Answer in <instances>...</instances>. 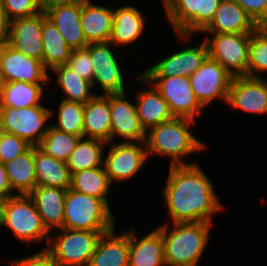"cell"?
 I'll return each mask as SVG.
<instances>
[{"label": "cell", "mask_w": 267, "mask_h": 266, "mask_svg": "<svg viewBox=\"0 0 267 266\" xmlns=\"http://www.w3.org/2000/svg\"><path fill=\"white\" fill-rule=\"evenodd\" d=\"M10 263L13 266H59L45 248L40 252H36L20 260H13Z\"/></svg>", "instance_id": "b9f144b4"}, {"label": "cell", "mask_w": 267, "mask_h": 266, "mask_svg": "<svg viewBox=\"0 0 267 266\" xmlns=\"http://www.w3.org/2000/svg\"><path fill=\"white\" fill-rule=\"evenodd\" d=\"M2 114H1V107H0V133L2 132Z\"/></svg>", "instance_id": "c3c4849f"}, {"label": "cell", "mask_w": 267, "mask_h": 266, "mask_svg": "<svg viewBox=\"0 0 267 266\" xmlns=\"http://www.w3.org/2000/svg\"><path fill=\"white\" fill-rule=\"evenodd\" d=\"M57 75L56 82L65 94L64 100L86 104L96 94L91 93L92 83L83 79L66 64L52 69Z\"/></svg>", "instance_id": "836d02e7"}, {"label": "cell", "mask_w": 267, "mask_h": 266, "mask_svg": "<svg viewBox=\"0 0 267 266\" xmlns=\"http://www.w3.org/2000/svg\"><path fill=\"white\" fill-rule=\"evenodd\" d=\"M161 194L172 223H211V217L224 208L215 195L212 182L197 163L170 166Z\"/></svg>", "instance_id": "6da1fadb"}, {"label": "cell", "mask_w": 267, "mask_h": 266, "mask_svg": "<svg viewBox=\"0 0 267 266\" xmlns=\"http://www.w3.org/2000/svg\"><path fill=\"white\" fill-rule=\"evenodd\" d=\"M141 82L147 83V89L141 88L136 95V111L138 119L144 130L147 132L150 128L158 126L163 122L174 118L170 111L167 101L161 94L148 82L141 74L138 76ZM150 86H152L150 88Z\"/></svg>", "instance_id": "ffe728a7"}, {"label": "cell", "mask_w": 267, "mask_h": 266, "mask_svg": "<svg viewBox=\"0 0 267 266\" xmlns=\"http://www.w3.org/2000/svg\"><path fill=\"white\" fill-rule=\"evenodd\" d=\"M108 143L99 139L81 137L69 155L66 164L71 175L82 170L103 167V148Z\"/></svg>", "instance_id": "1f68e13d"}, {"label": "cell", "mask_w": 267, "mask_h": 266, "mask_svg": "<svg viewBox=\"0 0 267 266\" xmlns=\"http://www.w3.org/2000/svg\"><path fill=\"white\" fill-rule=\"evenodd\" d=\"M232 79L233 76L209 56L189 76L191 89L204 108L217 98L227 102Z\"/></svg>", "instance_id": "30bf717a"}, {"label": "cell", "mask_w": 267, "mask_h": 266, "mask_svg": "<svg viewBox=\"0 0 267 266\" xmlns=\"http://www.w3.org/2000/svg\"><path fill=\"white\" fill-rule=\"evenodd\" d=\"M194 120L174 117L152 127L146 133L147 155L161 154L171 158L170 166L191 165L194 162L182 160L186 156L205 149V143L197 139L189 127Z\"/></svg>", "instance_id": "7a4b0ae2"}, {"label": "cell", "mask_w": 267, "mask_h": 266, "mask_svg": "<svg viewBox=\"0 0 267 266\" xmlns=\"http://www.w3.org/2000/svg\"><path fill=\"white\" fill-rule=\"evenodd\" d=\"M86 0H39V3L42 7V9L46 8L47 6H51L54 4L59 3H78V2H84Z\"/></svg>", "instance_id": "7dc6e473"}, {"label": "cell", "mask_w": 267, "mask_h": 266, "mask_svg": "<svg viewBox=\"0 0 267 266\" xmlns=\"http://www.w3.org/2000/svg\"><path fill=\"white\" fill-rule=\"evenodd\" d=\"M60 230L62 233L49 237L48 246L45 247L59 266H88L100 237L107 233L65 228Z\"/></svg>", "instance_id": "8992f818"}, {"label": "cell", "mask_w": 267, "mask_h": 266, "mask_svg": "<svg viewBox=\"0 0 267 266\" xmlns=\"http://www.w3.org/2000/svg\"><path fill=\"white\" fill-rule=\"evenodd\" d=\"M227 103L234 109L267 115V80L262 77H233Z\"/></svg>", "instance_id": "9a60e30c"}, {"label": "cell", "mask_w": 267, "mask_h": 266, "mask_svg": "<svg viewBox=\"0 0 267 266\" xmlns=\"http://www.w3.org/2000/svg\"><path fill=\"white\" fill-rule=\"evenodd\" d=\"M84 106L80 102L62 99L57 112L58 123L52 125L57 130L83 137Z\"/></svg>", "instance_id": "d590c367"}, {"label": "cell", "mask_w": 267, "mask_h": 266, "mask_svg": "<svg viewBox=\"0 0 267 266\" xmlns=\"http://www.w3.org/2000/svg\"><path fill=\"white\" fill-rule=\"evenodd\" d=\"M47 19L44 10L30 17L10 21L8 44L16 51L42 62V27Z\"/></svg>", "instance_id": "e0dca14e"}, {"label": "cell", "mask_w": 267, "mask_h": 266, "mask_svg": "<svg viewBox=\"0 0 267 266\" xmlns=\"http://www.w3.org/2000/svg\"><path fill=\"white\" fill-rule=\"evenodd\" d=\"M109 94L95 95L84 106L83 137L110 142Z\"/></svg>", "instance_id": "d4e9b609"}, {"label": "cell", "mask_w": 267, "mask_h": 266, "mask_svg": "<svg viewBox=\"0 0 267 266\" xmlns=\"http://www.w3.org/2000/svg\"><path fill=\"white\" fill-rule=\"evenodd\" d=\"M255 22L264 11L267 0H235Z\"/></svg>", "instance_id": "7bdbcfd3"}, {"label": "cell", "mask_w": 267, "mask_h": 266, "mask_svg": "<svg viewBox=\"0 0 267 266\" xmlns=\"http://www.w3.org/2000/svg\"><path fill=\"white\" fill-rule=\"evenodd\" d=\"M0 225L11 229L25 243H38L44 238L49 241L51 234L28 195L18 194L0 202Z\"/></svg>", "instance_id": "5b68a950"}, {"label": "cell", "mask_w": 267, "mask_h": 266, "mask_svg": "<svg viewBox=\"0 0 267 266\" xmlns=\"http://www.w3.org/2000/svg\"><path fill=\"white\" fill-rule=\"evenodd\" d=\"M66 192L67 189L60 187L35 186L28 194L49 232L63 228Z\"/></svg>", "instance_id": "d6986e66"}, {"label": "cell", "mask_w": 267, "mask_h": 266, "mask_svg": "<svg viewBox=\"0 0 267 266\" xmlns=\"http://www.w3.org/2000/svg\"><path fill=\"white\" fill-rule=\"evenodd\" d=\"M80 138L81 136L65 133L49 125L38 147L55 159L66 162Z\"/></svg>", "instance_id": "e575fe53"}, {"label": "cell", "mask_w": 267, "mask_h": 266, "mask_svg": "<svg viewBox=\"0 0 267 266\" xmlns=\"http://www.w3.org/2000/svg\"><path fill=\"white\" fill-rule=\"evenodd\" d=\"M4 166L12 191L28 195L36 186L34 146Z\"/></svg>", "instance_id": "f546056e"}, {"label": "cell", "mask_w": 267, "mask_h": 266, "mask_svg": "<svg viewBox=\"0 0 267 266\" xmlns=\"http://www.w3.org/2000/svg\"><path fill=\"white\" fill-rule=\"evenodd\" d=\"M111 185L104 167H99L72 174L70 189L103 199L109 205L107 195Z\"/></svg>", "instance_id": "d6a6232c"}, {"label": "cell", "mask_w": 267, "mask_h": 266, "mask_svg": "<svg viewBox=\"0 0 267 266\" xmlns=\"http://www.w3.org/2000/svg\"><path fill=\"white\" fill-rule=\"evenodd\" d=\"M258 72H267V33L254 30L249 46L247 76L260 78Z\"/></svg>", "instance_id": "8d00e7d4"}, {"label": "cell", "mask_w": 267, "mask_h": 266, "mask_svg": "<svg viewBox=\"0 0 267 266\" xmlns=\"http://www.w3.org/2000/svg\"><path fill=\"white\" fill-rule=\"evenodd\" d=\"M10 21L5 14L2 1L0 0V45L8 43Z\"/></svg>", "instance_id": "f6af8a7d"}, {"label": "cell", "mask_w": 267, "mask_h": 266, "mask_svg": "<svg viewBox=\"0 0 267 266\" xmlns=\"http://www.w3.org/2000/svg\"><path fill=\"white\" fill-rule=\"evenodd\" d=\"M31 145L13 134L0 133V162L5 164L26 152Z\"/></svg>", "instance_id": "74e56055"}, {"label": "cell", "mask_w": 267, "mask_h": 266, "mask_svg": "<svg viewBox=\"0 0 267 266\" xmlns=\"http://www.w3.org/2000/svg\"><path fill=\"white\" fill-rule=\"evenodd\" d=\"M126 93L109 94L111 134L124 138V142H145L146 131L138 119L136 107L126 98Z\"/></svg>", "instance_id": "2e32d148"}, {"label": "cell", "mask_w": 267, "mask_h": 266, "mask_svg": "<svg viewBox=\"0 0 267 266\" xmlns=\"http://www.w3.org/2000/svg\"><path fill=\"white\" fill-rule=\"evenodd\" d=\"M42 45V62L47 70L67 64L72 49L49 19L43 22Z\"/></svg>", "instance_id": "4dcf8cb0"}, {"label": "cell", "mask_w": 267, "mask_h": 266, "mask_svg": "<svg viewBox=\"0 0 267 266\" xmlns=\"http://www.w3.org/2000/svg\"><path fill=\"white\" fill-rule=\"evenodd\" d=\"M36 186L60 187L71 186V173L66 162L55 159L34 146Z\"/></svg>", "instance_id": "83f0119b"}, {"label": "cell", "mask_w": 267, "mask_h": 266, "mask_svg": "<svg viewBox=\"0 0 267 266\" xmlns=\"http://www.w3.org/2000/svg\"><path fill=\"white\" fill-rule=\"evenodd\" d=\"M5 14L9 21L30 17L38 14L43 9L39 0H1Z\"/></svg>", "instance_id": "f35d334b"}, {"label": "cell", "mask_w": 267, "mask_h": 266, "mask_svg": "<svg viewBox=\"0 0 267 266\" xmlns=\"http://www.w3.org/2000/svg\"><path fill=\"white\" fill-rule=\"evenodd\" d=\"M254 29L267 33V4L259 18L254 22Z\"/></svg>", "instance_id": "bcb514c9"}, {"label": "cell", "mask_w": 267, "mask_h": 266, "mask_svg": "<svg viewBox=\"0 0 267 266\" xmlns=\"http://www.w3.org/2000/svg\"><path fill=\"white\" fill-rule=\"evenodd\" d=\"M45 83H27L22 81L1 82L0 107L16 109L42 105Z\"/></svg>", "instance_id": "f1b7e54d"}, {"label": "cell", "mask_w": 267, "mask_h": 266, "mask_svg": "<svg viewBox=\"0 0 267 266\" xmlns=\"http://www.w3.org/2000/svg\"><path fill=\"white\" fill-rule=\"evenodd\" d=\"M66 65L83 79L91 83L93 82L94 69L92 66V60L90 53L85 48L72 50Z\"/></svg>", "instance_id": "ab89813d"}, {"label": "cell", "mask_w": 267, "mask_h": 266, "mask_svg": "<svg viewBox=\"0 0 267 266\" xmlns=\"http://www.w3.org/2000/svg\"><path fill=\"white\" fill-rule=\"evenodd\" d=\"M221 0H201L200 12H197V32H202L213 20Z\"/></svg>", "instance_id": "60d3db41"}, {"label": "cell", "mask_w": 267, "mask_h": 266, "mask_svg": "<svg viewBox=\"0 0 267 266\" xmlns=\"http://www.w3.org/2000/svg\"><path fill=\"white\" fill-rule=\"evenodd\" d=\"M102 234L88 266H129V230Z\"/></svg>", "instance_id": "603a6c76"}, {"label": "cell", "mask_w": 267, "mask_h": 266, "mask_svg": "<svg viewBox=\"0 0 267 266\" xmlns=\"http://www.w3.org/2000/svg\"><path fill=\"white\" fill-rule=\"evenodd\" d=\"M15 195H18V193L14 192L13 194L8 181L5 166L0 162V202H3L7 198L13 197Z\"/></svg>", "instance_id": "ee69618b"}, {"label": "cell", "mask_w": 267, "mask_h": 266, "mask_svg": "<svg viewBox=\"0 0 267 266\" xmlns=\"http://www.w3.org/2000/svg\"><path fill=\"white\" fill-rule=\"evenodd\" d=\"M167 101L174 117L189 118L201 115L205 109L191 89L188 76L144 77Z\"/></svg>", "instance_id": "9c48e42d"}, {"label": "cell", "mask_w": 267, "mask_h": 266, "mask_svg": "<svg viewBox=\"0 0 267 266\" xmlns=\"http://www.w3.org/2000/svg\"><path fill=\"white\" fill-rule=\"evenodd\" d=\"M72 50L84 49L88 43L81 28L82 2L59 3L43 9Z\"/></svg>", "instance_id": "ac0fdd59"}, {"label": "cell", "mask_w": 267, "mask_h": 266, "mask_svg": "<svg viewBox=\"0 0 267 266\" xmlns=\"http://www.w3.org/2000/svg\"><path fill=\"white\" fill-rule=\"evenodd\" d=\"M114 224L110 206L103 199L67 189L63 228L109 232Z\"/></svg>", "instance_id": "277c9868"}, {"label": "cell", "mask_w": 267, "mask_h": 266, "mask_svg": "<svg viewBox=\"0 0 267 266\" xmlns=\"http://www.w3.org/2000/svg\"><path fill=\"white\" fill-rule=\"evenodd\" d=\"M2 132L16 135L31 146H38L49 129L47 121L53 116L52 109L44 105L20 109L1 107Z\"/></svg>", "instance_id": "52a82bcc"}, {"label": "cell", "mask_w": 267, "mask_h": 266, "mask_svg": "<svg viewBox=\"0 0 267 266\" xmlns=\"http://www.w3.org/2000/svg\"><path fill=\"white\" fill-rule=\"evenodd\" d=\"M157 229L164 243L166 266H197L209 242L211 223H173L168 231L167 224Z\"/></svg>", "instance_id": "3957f363"}, {"label": "cell", "mask_w": 267, "mask_h": 266, "mask_svg": "<svg viewBox=\"0 0 267 266\" xmlns=\"http://www.w3.org/2000/svg\"><path fill=\"white\" fill-rule=\"evenodd\" d=\"M209 56L208 47L204 41L193 46L186 47L168 57L160 60L157 64L140 73L143 77H170L191 76Z\"/></svg>", "instance_id": "5bb4252c"}, {"label": "cell", "mask_w": 267, "mask_h": 266, "mask_svg": "<svg viewBox=\"0 0 267 266\" xmlns=\"http://www.w3.org/2000/svg\"><path fill=\"white\" fill-rule=\"evenodd\" d=\"M254 22L235 0H221L213 20L201 33H252Z\"/></svg>", "instance_id": "7402d4cb"}, {"label": "cell", "mask_w": 267, "mask_h": 266, "mask_svg": "<svg viewBox=\"0 0 267 266\" xmlns=\"http://www.w3.org/2000/svg\"><path fill=\"white\" fill-rule=\"evenodd\" d=\"M110 41L90 43L85 48L92 60L94 69L92 86L98 83L103 89L102 94L124 93V76L120 64L110 49Z\"/></svg>", "instance_id": "4fadbf2b"}, {"label": "cell", "mask_w": 267, "mask_h": 266, "mask_svg": "<svg viewBox=\"0 0 267 266\" xmlns=\"http://www.w3.org/2000/svg\"><path fill=\"white\" fill-rule=\"evenodd\" d=\"M47 71L40 60L16 51L8 43L0 45L1 82L46 83L50 79Z\"/></svg>", "instance_id": "7c38bea8"}, {"label": "cell", "mask_w": 267, "mask_h": 266, "mask_svg": "<svg viewBox=\"0 0 267 266\" xmlns=\"http://www.w3.org/2000/svg\"><path fill=\"white\" fill-rule=\"evenodd\" d=\"M114 9L93 4L90 0L82 2L81 28L86 41L90 43L110 40L113 27Z\"/></svg>", "instance_id": "cb8c5ba5"}, {"label": "cell", "mask_w": 267, "mask_h": 266, "mask_svg": "<svg viewBox=\"0 0 267 266\" xmlns=\"http://www.w3.org/2000/svg\"><path fill=\"white\" fill-rule=\"evenodd\" d=\"M166 16L177 36L189 40L197 32V12L201 0H162Z\"/></svg>", "instance_id": "4316f807"}, {"label": "cell", "mask_w": 267, "mask_h": 266, "mask_svg": "<svg viewBox=\"0 0 267 266\" xmlns=\"http://www.w3.org/2000/svg\"><path fill=\"white\" fill-rule=\"evenodd\" d=\"M143 13L131 5L117 7L114 10L110 42L114 45L134 43L142 35L145 26Z\"/></svg>", "instance_id": "484cf974"}, {"label": "cell", "mask_w": 267, "mask_h": 266, "mask_svg": "<svg viewBox=\"0 0 267 266\" xmlns=\"http://www.w3.org/2000/svg\"><path fill=\"white\" fill-rule=\"evenodd\" d=\"M109 153L105 156L103 167L109 181L131 179L143 168L148 159L145 142H109Z\"/></svg>", "instance_id": "8fae6325"}, {"label": "cell", "mask_w": 267, "mask_h": 266, "mask_svg": "<svg viewBox=\"0 0 267 266\" xmlns=\"http://www.w3.org/2000/svg\"><path fill=\"white\" fill-rule=\"evenodd\" d=\"M134 231L129 229V266H166L161 232L156 228L137 239Z\"/></svg>", "instance_id": "44dd1931"}, {"label": "cell", "mask_w": 267, "mask_h": 266, "mask_svg": "<svg viewBox=\"0 0 267 266\" xmlns=\"http://www.w3.org/2000/svg\"><path fill=\"white\" fill-rule=\"evenodd\" d=\"M205 38L209 57L216 60L233 77L247 76L251 33H209Z\"/></svg>", "instance_id": "ba28073f"}]
</instances>
